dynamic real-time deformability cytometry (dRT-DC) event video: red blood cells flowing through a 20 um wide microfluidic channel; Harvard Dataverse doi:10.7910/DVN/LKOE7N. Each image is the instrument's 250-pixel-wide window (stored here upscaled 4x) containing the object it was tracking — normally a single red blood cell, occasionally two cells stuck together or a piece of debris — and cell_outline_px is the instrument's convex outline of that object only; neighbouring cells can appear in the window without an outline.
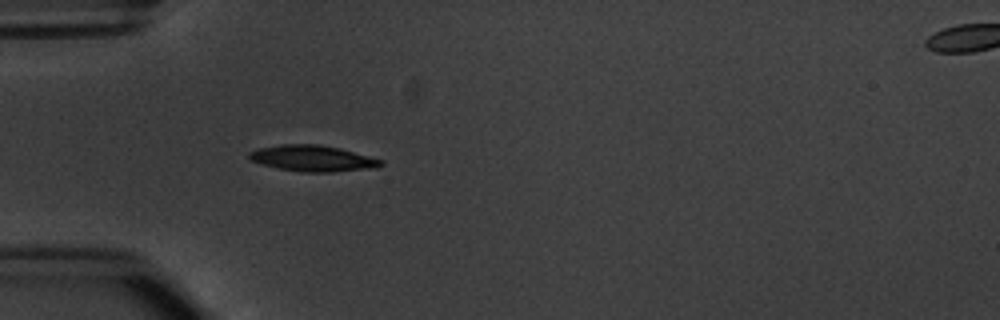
{"species": "common noctule bat (a hibernating species)", "species_latin": "Nyctalus noctula", "temperature_condition": "warm", "stored_images_in_passage": 3, "segment_of_instrument_passage": [1, 2], "camera_frame_rate_fps": 3000, "um_per_image_px": 0.085, "animal": {"sex": "male", "body_mass_g": 20.1, "forearm_length_mm": 53.5}, "frame": {"image": 1, "passage_image": 2, "time_ms": 1.0, "image_size_px": [1000, 320], "cell_outline_px": [[384, 164], [376, 168], [332, 172], [300, 172], [280, 168], [264, 164], [252, 160], [248, 156], [248, 152], [260, 148], [280, 144], [320, 144], [340, 148], [384, 160]], "centroid_in_image_um": [26.64, 13.46], "position_along_channel_um": 58.4, "area_um2": 20.0}}